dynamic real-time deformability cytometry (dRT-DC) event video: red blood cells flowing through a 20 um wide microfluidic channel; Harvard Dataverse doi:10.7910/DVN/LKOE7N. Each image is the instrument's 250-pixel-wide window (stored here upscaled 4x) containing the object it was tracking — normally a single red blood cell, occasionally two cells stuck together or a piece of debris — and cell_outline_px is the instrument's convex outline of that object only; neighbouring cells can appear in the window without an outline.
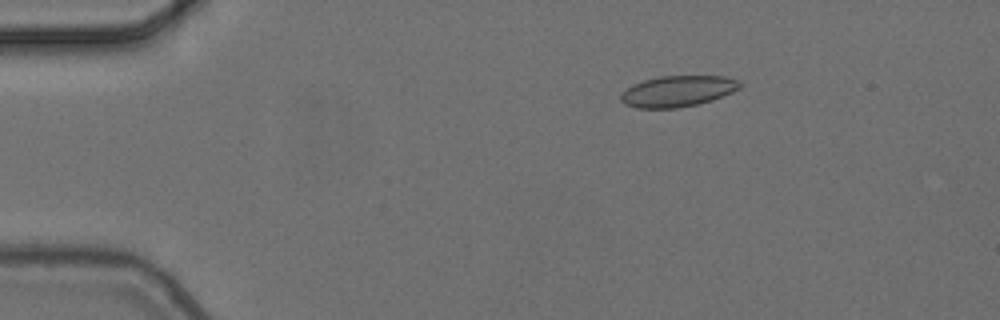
{"species": "common noctule bat (a hibernating species)", "species_latin": "Nyctalus noctula", "temperature_condition": "cold", "stored_images_in_passage": 3, "camera_frame_rate_fps": 3000, "um_per_image_px": 0.085, "animal": {"sex": "female", "body_mass_g": 24.6, "forearm_length_mm": 56.2}, "frame": {"image": 1, "passage_image": 1, "time_ms": 0.0, "image_size_px": [1000, 320], "cell_outline_px": [[744, 84], [740, 88], [732, 92], [712, 100], [696, 104], [676, 108], [636, 108], [624, 104], [620, 100], [620, 96], [632, 84], [644, 80], [660, 76], [724, 76], [740, 80]], "centroid_in_image_um": [57.63, 7.74], "position_along_channel_um": 27.4, "area_um2": 21.56}}